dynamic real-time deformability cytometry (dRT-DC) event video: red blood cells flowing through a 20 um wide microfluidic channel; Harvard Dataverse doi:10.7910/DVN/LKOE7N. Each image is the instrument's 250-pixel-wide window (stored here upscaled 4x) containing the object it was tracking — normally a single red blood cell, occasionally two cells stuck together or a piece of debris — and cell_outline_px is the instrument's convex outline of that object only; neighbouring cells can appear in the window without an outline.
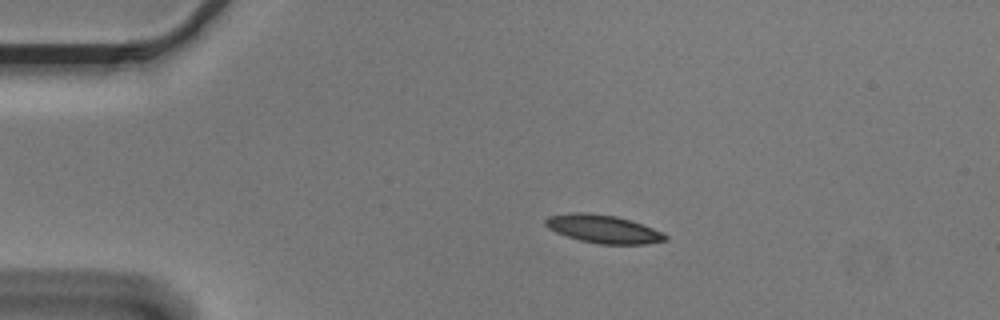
{"species": "Egyptian fruit bat (a non-hibernating species)", "species_latin": "Rousettus aegyptiacus", "temperature_condition": "cold", "stored_images_in_passage": 45, "camera_frame_rate_fps": 3000, "um_per_image_px": 0.085, "animal": {"sex": "male"}, "frame": {"image": 1, "passage_image": 1, "time_ms": 0.0, "image_size_px": [1000, 320], "cell_outline_px": [[668, 240], [644, 244], [600, 244], [580, 240], [556, 232], [548, 228], [544, 224], [544, 220], [548, 216], [568, 212], [584, 212], [616, 216], [632, 220], [652, 228], [668, 236]], "centroid_in_image_um": [51.25, 19.45], "position_along_channel_um": 33.8, "area_um2": 19.65}}
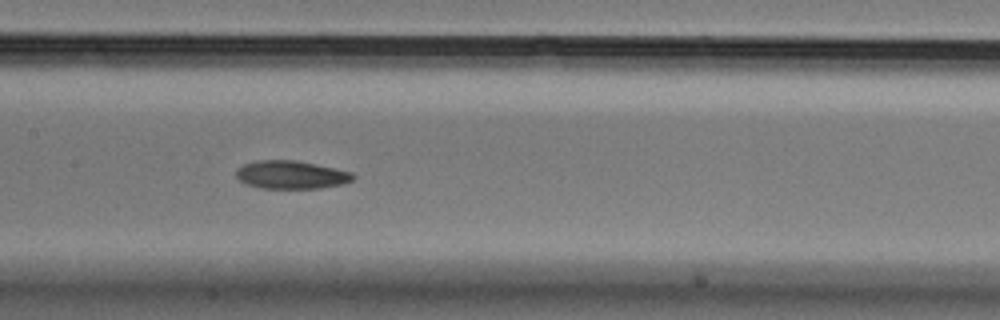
{"frame": {"image": 2, "passage_image": 17, "time_ms": 5.333, "image_size_px": [1000, 320], "cell_outline_px": [[356, 176], [352, 180], [344, 184], [320, 188], [260, 188], [248, 184], [240, 180], [236, 176], [236, 168], [244, 164], [256, 160], [296, 160], [336, 168], [352, 172]], "centroid_in_image_um": [24.77, 14.85], "position_along_channel_um": 182.6, "area_um2": 19.25}}
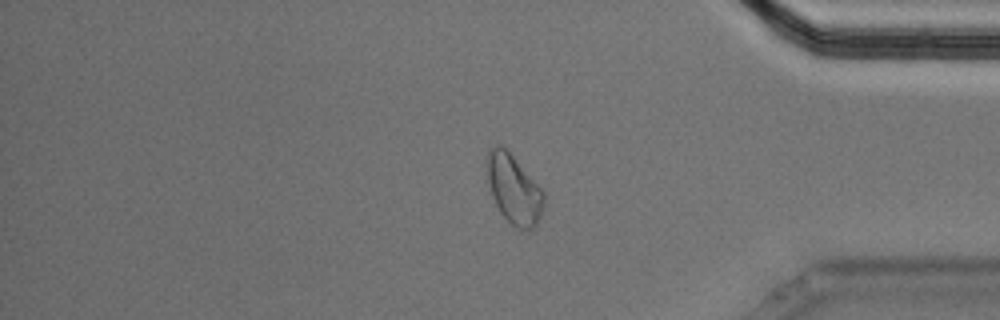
{"frame": {"image": 3, "passage_image": 36, "time_ms": 11.667, "image_size_px": [1000, 320], "cell_outline_px": [[544, 204], [540, 216], [536, 224], [528, 232], [516, 228], [500, 212], [492, 196], [488, 184], [484, 160], [488, 148], [496, 144], [500, 144], [512, 156], [544, 192]], "centroid_in_image_um": [43.62, 16.07], "position_along_channel_um": 391.6, "area_um2": 22.95}, "authors_computed_cell_mechanics": {"area_um2": 19.8254, "velocity_mm_per_s": 3.6187, "shape_relaxation_time_tau1_ms": 6.7536, "shape_relaxation_time_tau2_ms": 5.9808, "deformation_change_tau1": 0.125, "deformation_change_tau2": 0.1157}}